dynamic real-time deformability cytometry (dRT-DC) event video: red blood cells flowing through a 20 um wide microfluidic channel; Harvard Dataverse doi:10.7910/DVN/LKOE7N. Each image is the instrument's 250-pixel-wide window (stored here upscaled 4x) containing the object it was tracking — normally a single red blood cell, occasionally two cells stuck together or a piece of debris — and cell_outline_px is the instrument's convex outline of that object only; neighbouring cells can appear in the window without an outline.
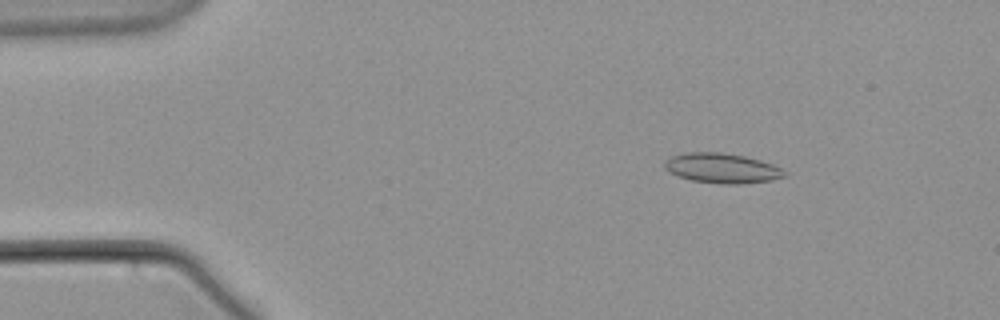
{"species": "common noctule bat (a hibernating species)", "species_latin": "Nyctalus noctula", "temperature_condition": "warm", "stored_images_in_passage": 59, "camera_frame_rate_fps": 3000, "um_per_image_px": 0.085, "animal": {"sex": "male", "body_mass_g": 21.5, "forearm_length_mm": 52.0}, "frame": {"image": 1, "passage_image": 9, "time_ms": 2.667, "image_size_px": [1000, 320], "cell_outline_px": [[788, 172], [784, 176], [772, 180], [736, 184], [720, 184], [692, 180], [676, 176], [668, 172], [664, 168], [664, 160], [672, 156], [684, 152], [720, 152], [744, 156], [760, 160], [772, 164]], "centroid_in_image_um": [61.32, 14.29], "position_along_channel_um": 23.7, "area_um2": 20.98}}
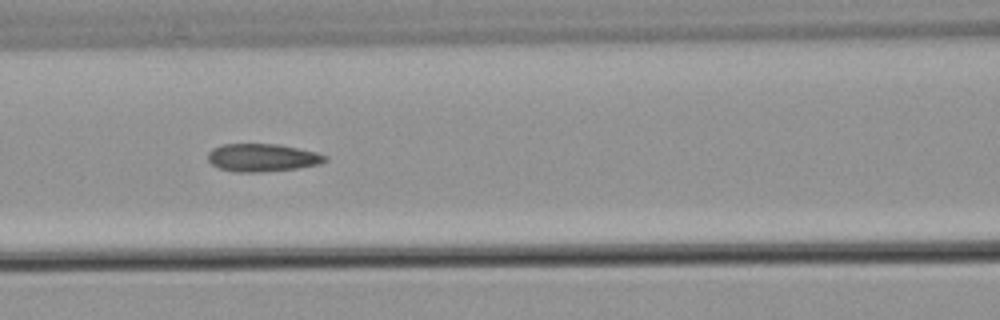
{"frame": {"image": 2, "passage_image": 26, "time_ms": 8.333, "image_size_px": [1000, 320], "cell_outline_px": [[328, 160], [320, 164], [296, 168], [260, 172], [232, 172], [220, 168], [212, 164], [208, 160], [208, 152], [212, 148], [220, 144], [280, 144], [316, 152], [328, 156]], "centroid_in_image_um": [22.29, 13.39], "position_along_channel_um": 144.3, "area_um2": 19.13}}
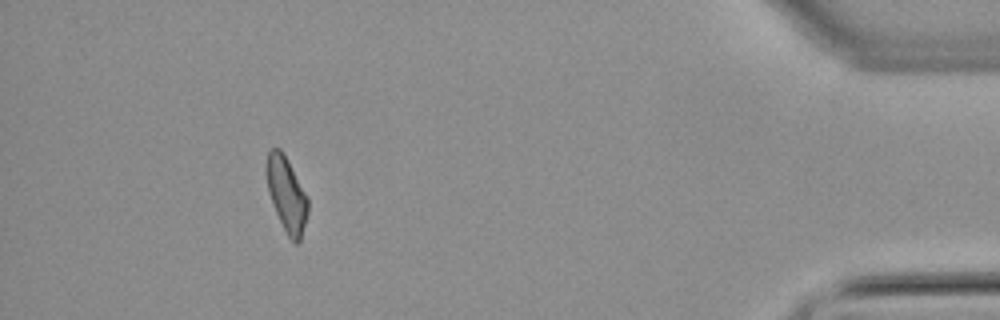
{"frame": {"image": 3, "passage_image": 54, "time_ms": 17.667, "image_size_px": [1000, 320], "cell_outline_px": [[308, 212], [300, 240], [296, 244], [288, 236], [272, 204], [268, 192], [264, 172], [264, 168], [268, 152], [272, 148], [280, 148], [288, 160], [308, 196]], "centroid_in_image_um": [24.33, 16.46], "position_along_channel_um": 410.9, "area_um2": 18.21}}